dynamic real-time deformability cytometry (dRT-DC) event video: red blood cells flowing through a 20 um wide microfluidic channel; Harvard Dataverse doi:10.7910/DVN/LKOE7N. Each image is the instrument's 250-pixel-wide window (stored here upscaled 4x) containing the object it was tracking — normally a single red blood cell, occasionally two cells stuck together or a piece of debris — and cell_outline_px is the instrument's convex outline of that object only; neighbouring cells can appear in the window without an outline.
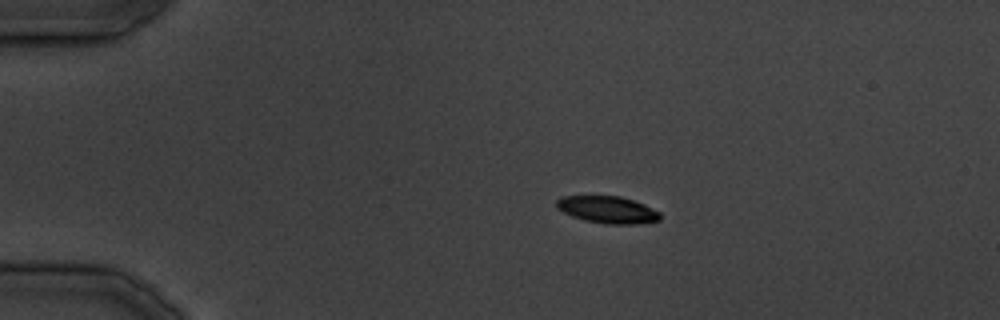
{"species": "common noctule bat (a hibernating species)", "species_latin": "Nyctalus noctula", "temperature_condition": "cold", "stored_images_in_passage": 30, "camera_frame_rate_fps": 3000, "um_per_image_px": 0.085, "animal": {"sex": "male", "body_mass_g": 19.5, "forearm_length_mm": 54.6}, "frame": {"image": 1, "passage_image": 1, "time_ms": 0.0, "image_size_px": [1000, 320], "cell_outline_px": [[660, 220], [636, 224], [608, 224], [584, 220], [572, 216], [556, 208], [556, 200], [560, 196], [620, 196], [644, 204], [660, 212]], "centroid_in_image_um": [51.63, 17.82], "position_along_channel_um": 33.4, "area_um2": 16.3}}
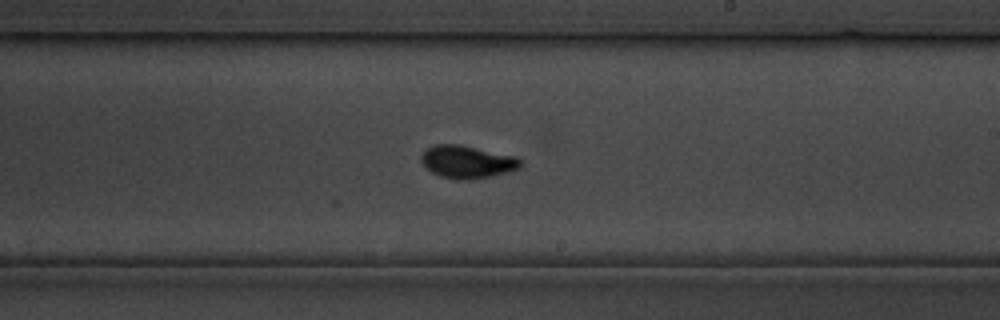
{"frame": {"image": 2, "passage_image": 15, "time_ms": 18.0, "image_size_px": [1000, 320], "cell_outline_px": [[520, 168], [492, 176], [468, 180], [460, 180], [440, 176], [432, 172], [420, 160], [420, 156], [428, 148], [436, 144], [460, 144], [516, 156], [520, 160]], "centroid_in_image_um": [39.71, 13.75], "position_along_channel_um": 249.3, "area_um2": 18.79}}
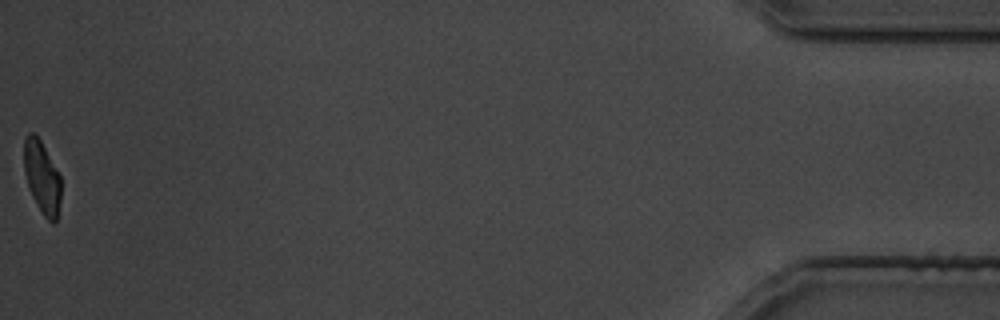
{"frame": {"image": 3, "passage_image": 30, "time_ms": 36.0, "image_size_px": [1000, 320], "cell_outline_px": [[60, 200], [56, 220], [52, 224], [44, 216], [32, 196], [24, 172], [24, 136], [28, 132], [32, 132], [40, 140], [60, 176]], "centroid_in_image_um": [3.55, 15.05], "position_along_channel_um": 431.7, "area_um2": 15.32}}